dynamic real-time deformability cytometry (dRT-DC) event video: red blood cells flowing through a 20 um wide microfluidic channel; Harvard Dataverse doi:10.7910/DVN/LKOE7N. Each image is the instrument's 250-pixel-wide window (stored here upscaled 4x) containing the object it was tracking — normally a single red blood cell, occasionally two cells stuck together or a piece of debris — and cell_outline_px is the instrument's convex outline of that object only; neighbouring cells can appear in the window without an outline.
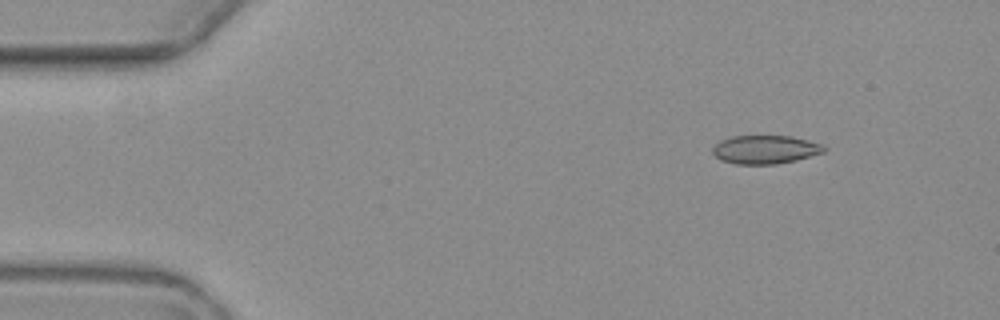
{"species": "common noctule bat (a hibernating species)", "species_latin": "Nyctalus noctula", "temperature_condition": "warm", "stored_images_in_passage": 6, "camera_frame_rate_fps": 3000, "um_per_image_px": 0.085, "animal": {"sex": "female", "body_mass_g": 19.3, "forearm_length_mm": 54.1}, "frame": {"image": 1, "passage_image": 2, "time_ms": 1.333, "image_size_px": [1000, 320], "cell_outline_px": [[828, 148], [824, 152], [796, 160], [776, 164], [736, 164], [720, 160], [712, 152], [712, 148], [720, 140], [732, 136], [792, 136], [824, 144]], "centroid_in_image_um": [65.07, 12.71], "position_along_channel_um": 19.9, "area_um2": 18.61}}
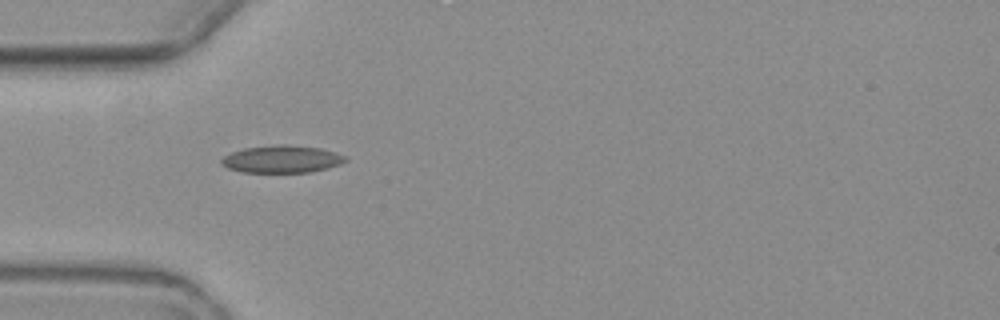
{"frame": {"image": 2, "passage_image": 5, "time_ms": 5.0, "image_size_px": [1000, 320], "cell_outline_px": [[348, 160], [340, 164], [328, 168], [312, 172], [244, 172], [228, 168], [220, 164], [220, 160], [224, 156], [232, 152], [244, 148], [280, 144], [284, 144], [320, 148], [348, 156]], "centroid_in_image_um": [23.98, 13.52], "position_along_channel_um": 61.0, "area_um2": 19.83}}
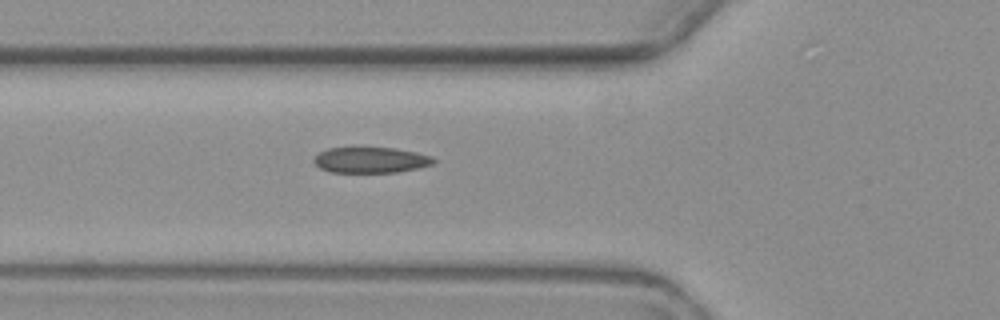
{"frame": {"image": 3, "passage_image": 6, "time_ms": 6.0, "image_size_px": [1000, 320], "cell_outline_px": [[436, 160], [432, 164], [420, 168], [396, 172], [328, 172], [320, 168], [312, 160], [320, 152], [328, 148], [396, 148], [416, 152], [432, 156]], "centroid_in_image_um": [31.53, 13.6], "position_along_channel_um": 94.3, "area_um2": 17.92}}